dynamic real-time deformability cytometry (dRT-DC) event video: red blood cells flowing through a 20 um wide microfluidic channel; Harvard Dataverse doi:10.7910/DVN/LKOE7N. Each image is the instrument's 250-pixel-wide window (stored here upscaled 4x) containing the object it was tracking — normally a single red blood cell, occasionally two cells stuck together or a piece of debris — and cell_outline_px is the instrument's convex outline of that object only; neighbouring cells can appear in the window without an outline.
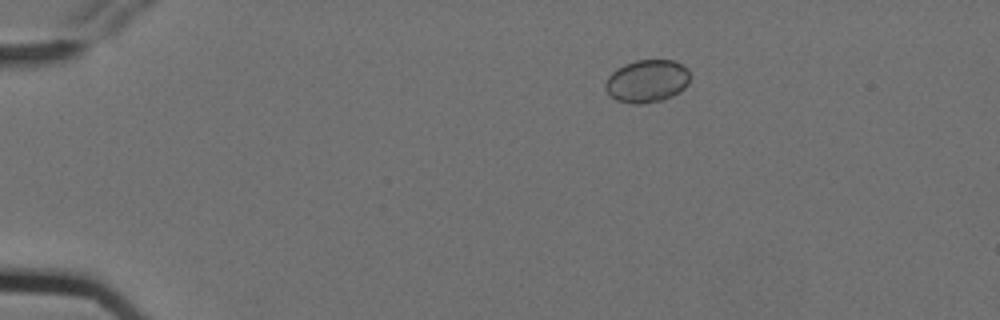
{"species": "Egyptian fruit bat (a non-hibernating species)", "species_latin": "Rousettus aegyptiacus", "temperature_condition": "cold", "stored_images_in_passage": 7, "camera_frame_rate_fps": 3000, "um_per_image_px": 0.085, "animal": {"sex": "female"}, "frame": {"image": 1, "passage_image": 2, "time_ms": 0.333, "image_size_px": [1000, 320], "cell_outline_px": [[688, 84], [680, 92], [672, 96], [660, 100], [644, 104], [632, 104], [616, 100], [604, 88], [604, 84], [608, 76], [612, 72], [624, 64], [636, 60], [676, 60], [688, 68]], "centroid_in_image_um": [54.99, 6.89], "position_along_channel_um": 30.0, "area_um2": 21.15}}
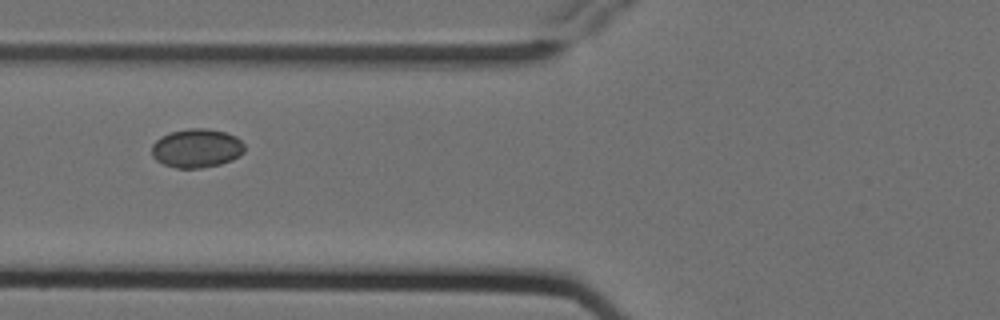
{"frame": {"image": 2, "passage_image": 6, "time_ms": 1.667, "image_size_px": [1000, 320], "cell_outline_px": [[244, 152], [240, 156], [232, 160], [220, 164], [200, 168], [176, 168], [164, 164], [156, 160], [152, 156], [152, 144], [160, 136], [172, 132], [188, 128], [204, 128], [224, 132], [236, 136], [244, 144]], "centroid_in_image_um": [16.71, 12.6], "position_along_channel_um": 109.1, "area_um2": 21.04}}
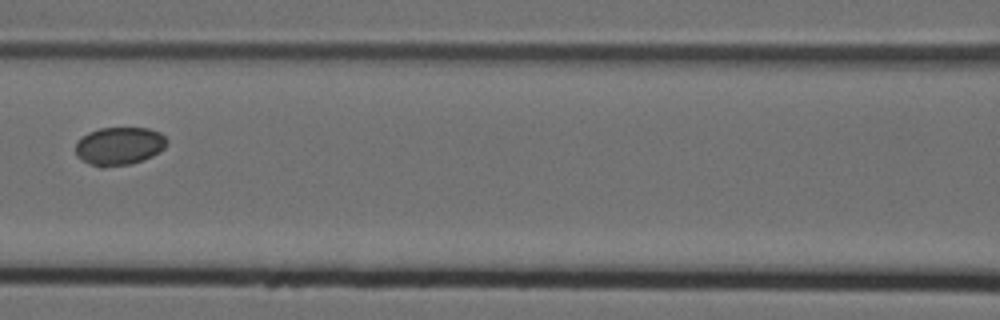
{"frame": {"image": 3, "passage_image": 7, "time_ms": 2.0, "image_size_px": [1000, 320], "cell_outline_px": [[168, 144], [160, 152], [144, 160], [132, 164], [104, 168], [100, 168], [88, 164], [76, 156], [76, 144], [88, 132], [100, 128], [148, 128], [160, 132], [168, 140]], "centroid_in_image_um": [10.16, 12.44], "position_along_channel_um": 156.4, "area_um2": 20.58}}